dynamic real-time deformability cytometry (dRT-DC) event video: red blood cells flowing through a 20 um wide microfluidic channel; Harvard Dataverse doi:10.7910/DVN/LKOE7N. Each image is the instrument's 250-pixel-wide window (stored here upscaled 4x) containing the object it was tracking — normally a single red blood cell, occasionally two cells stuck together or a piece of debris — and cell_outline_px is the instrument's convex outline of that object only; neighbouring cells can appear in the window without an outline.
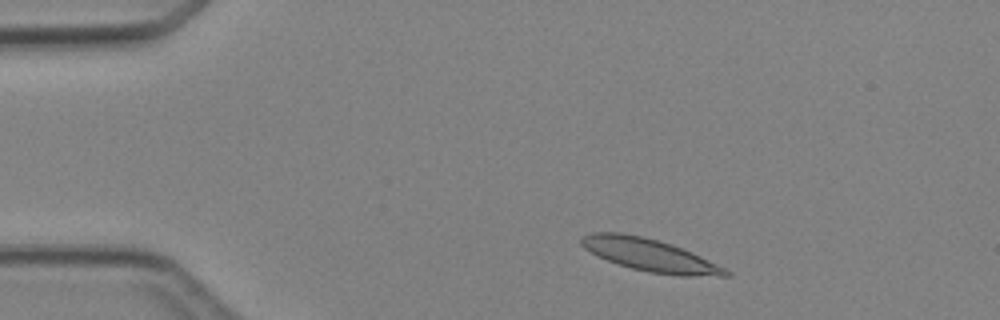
{"species": "Egyptian fruit bat (a non-hibernating species)", "species_latin": "Rousettus aegyptiacus", "temperature_condition": "cold", "stored_images_in_passage": 3, "camera_frame_rate_fps": 3000, "um_per_image_px": 0.085, "animal": {"sex": "female"}, "frame": {"image": 1, "passage_image": 1, "time_ms": 0.0, "image_size_px": [1000, 320], "cell_outline_px": [[732, 276], [680, 276], [648, 272], [632, 268], [608, 260], [584, 248], [580, 244], [580, 240], [584, 236], [592, 232], [620, 232], [640, 236], [656, 240], [692, 252], [732, 272]], "centroid_in_image_um": [55.25, 21.69], "position_along_channel_um": 29.8, "area_um2": 26.82}}
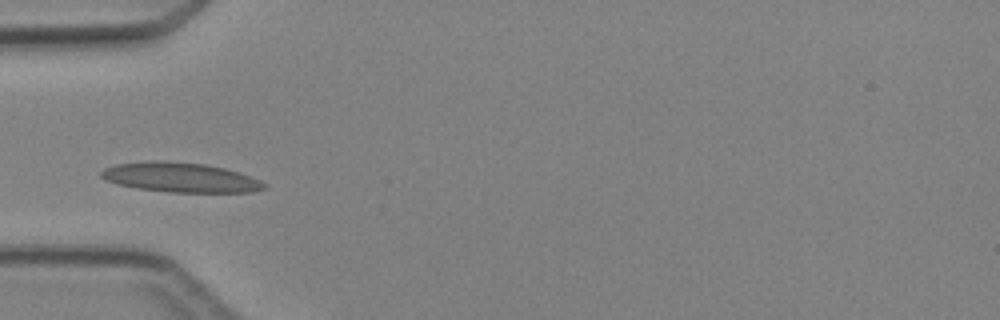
{"frame": {"image": 2, "passage_image": 3, "time_ms": 2.333, "image_size_px": [1000, 320], "cell_outline_px": [[268, 188], [252, 192], [168, 192], [136, 188], [116, 184], [104, 180], [100, 176], [100, 172], [104, 168], [116, 164], [204, 164], [224, 168], [260, 180], [268, 184]], "centroid_in_image_um": [15.39, 15.15], "position_along_channel_um": 69.6, "area_um2": 26.88}}